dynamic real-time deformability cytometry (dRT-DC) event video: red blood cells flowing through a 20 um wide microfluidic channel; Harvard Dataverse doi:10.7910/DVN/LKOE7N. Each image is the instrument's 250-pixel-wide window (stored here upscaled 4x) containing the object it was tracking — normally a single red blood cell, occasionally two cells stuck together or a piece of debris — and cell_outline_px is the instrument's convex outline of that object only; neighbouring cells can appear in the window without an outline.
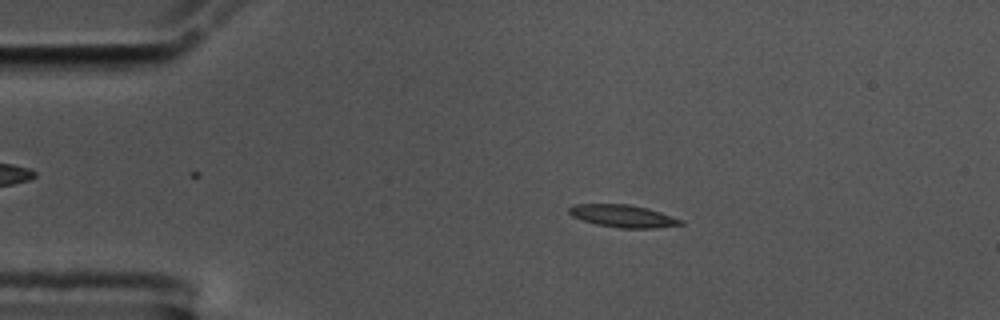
{"species": "common noctule bat (a hibernating species)", "species_latin": "Nyctalus noctula", "temperature_condition": "cold", "stored_images_in_passage": 57, "camera_frame_rate_fps": 3000, "um_per_image_px": 0.085, "animal": {"sex": "male", "body_mass_g": 17.5, "forearm_length_mm": 52.3}, "frame": {"image": 1, "passage_image": 11, "time_ms": 3.333, "image_size_px": [1000, 320], "cell_outline_px": [[684, 224], [656, 228], [620, 228], [596, 224], [572, 216], [568, 212], [568, 208], [576, 204], [628, 204], [648, 208], [684, 220]], "centroid_in_image_um": [52.98, 18.36], "position_along_channel_um": 32.0, "area_um2": 14.57}}
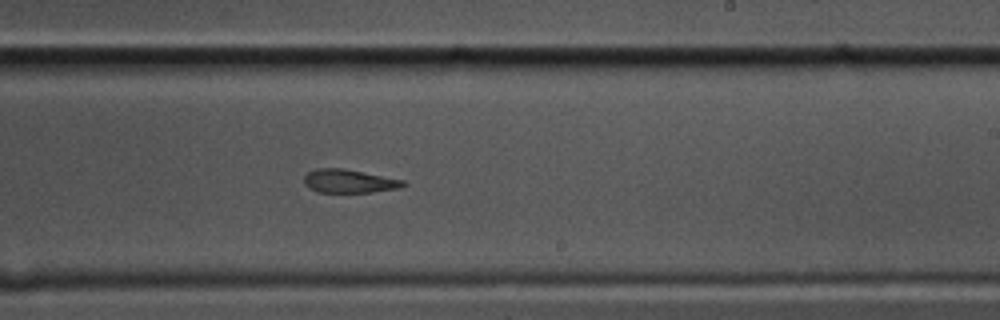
{"frame": {"image": 2, "passage_image": 34, "time_ms": 11.0, "image_size_px": [1000, 320], "cell_outline_px": [[408, 184], [400, 188], [372, 192], [316, 192], [308, 188], [304, 184], [304, 176], [308, 172], [316, 168], [344, 168], [404, 180]], "centroid_in_image_um": [29.66, 15.4], "position_along_channel_um": 259.3, "area_um2": 13.7}}
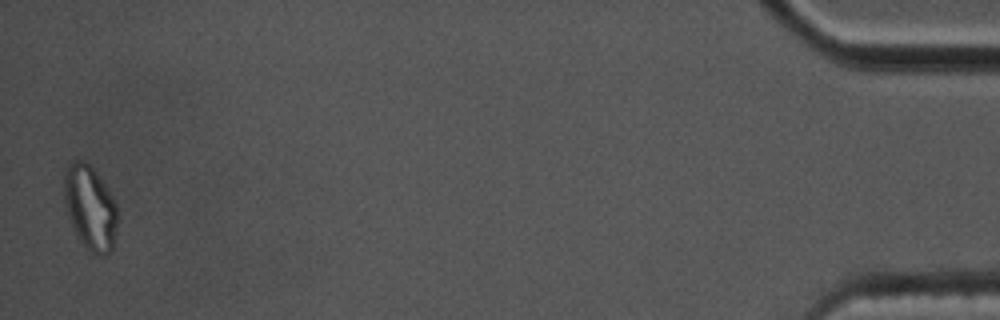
{"frame": {"image": 3, "passage_image": 56, "time_ms": 18.333, "image_size_px": [1000, 320], "cell_outline_px": [[116, 224], [112, 252], [104, 256], [100, 256], [84, 248], [72, 228], [68, 216], [64, 200], [64, 172], [68, 164], [76, 160], [84, 160], [96, 172], [108, 188], [116, 204]], "centroid_in_image_um": [7.64, 17.67], "position_along_channel_um": 427.6, "area_um2": 26.36}, "authors_computed_cell_mechanics": {"area_um2": 14.45, "velocity_mm_per_s": 3.5485, "shape_relaxation_time_tau1_ms": null, "shape_relaxation_time_tau2_ms": 3.2075, "deformation_change_tau1": null, "deformation_change_tau2": 0.1128}}